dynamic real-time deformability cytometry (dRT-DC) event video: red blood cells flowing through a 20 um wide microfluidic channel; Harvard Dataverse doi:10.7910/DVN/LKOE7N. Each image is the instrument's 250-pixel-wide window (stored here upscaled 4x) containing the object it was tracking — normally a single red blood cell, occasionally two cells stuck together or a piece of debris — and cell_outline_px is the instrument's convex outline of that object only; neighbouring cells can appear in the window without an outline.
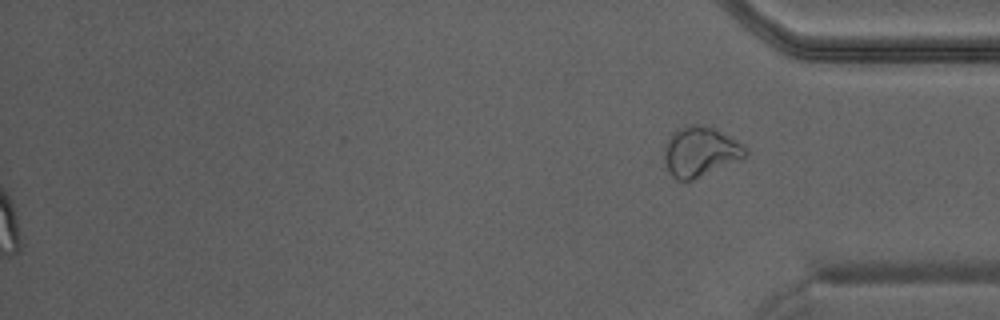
{"species": "Egyptian fruit bat (a non-hibernating species)", "species_latin": "Rousettus aegyptiacus", "temperature_condition": "warm", "stored_images_in_passage": 42, "camera_frame_rate_fps": 3000, "um_per_image_px": 0.085, "animal": {"sex": "male"}, "frame": {"image": 1, "passage_image": 42, "time_ms": 13.667, "image_size_px": [1000, 320], "cell_outline_px": [[748, 156], [692, 180], [676, 180], [664, 168], [664, 144], [668, 136], [676, 128], [696, 124], [700, 124], [716, 128], [744, 144], [748, 148]], "centroid_in_image_um": [59.5, 12.87], "position_along_channel_um": 375.7, "area_um2": 24.1}}